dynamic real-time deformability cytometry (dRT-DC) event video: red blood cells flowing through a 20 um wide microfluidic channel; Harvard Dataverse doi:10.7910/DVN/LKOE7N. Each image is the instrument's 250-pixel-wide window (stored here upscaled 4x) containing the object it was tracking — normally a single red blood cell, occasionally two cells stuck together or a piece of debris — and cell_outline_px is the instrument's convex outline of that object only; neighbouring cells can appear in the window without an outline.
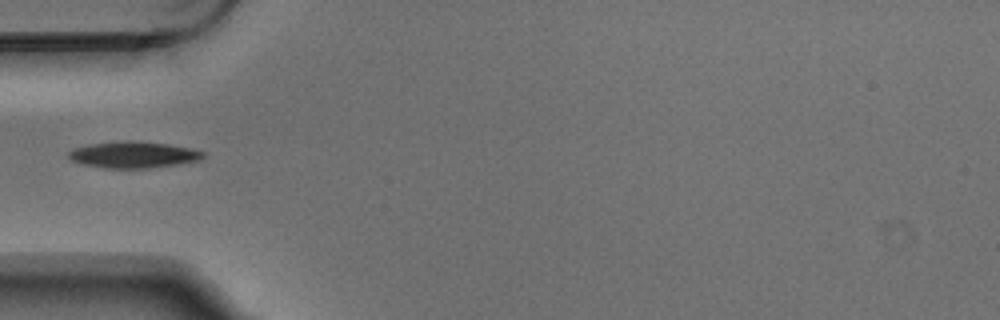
{"species": "Egyptian fruit bat (a non-hibernating species)", "species_latin": "Rousettus aegyptiacus", "temperature_condition": "warm", "stored_images_in_passage": 2, "camera_frame_rate_fps": 3000, "um_per_image_px": 0.085, "animal": {"sex": "male"}, "frame": {"image": 1, "passage_image": 2, "time_ms": 0.333, "image_size_px": [1000, 320], "cell_outline_px": [[204, 156], [200, 160], [176, 164], [148, 168], [104, 168], [80, 164], [72, 160], [68, 156], [68, 152], [72, 148], [88, 144], [128, 140], [168, 144], [188, 148], [204, 152]], "centroid_in_image_um": [11.27, 13.15], "position_along_channel_um": 73.7, "area_um2": 20.63}}